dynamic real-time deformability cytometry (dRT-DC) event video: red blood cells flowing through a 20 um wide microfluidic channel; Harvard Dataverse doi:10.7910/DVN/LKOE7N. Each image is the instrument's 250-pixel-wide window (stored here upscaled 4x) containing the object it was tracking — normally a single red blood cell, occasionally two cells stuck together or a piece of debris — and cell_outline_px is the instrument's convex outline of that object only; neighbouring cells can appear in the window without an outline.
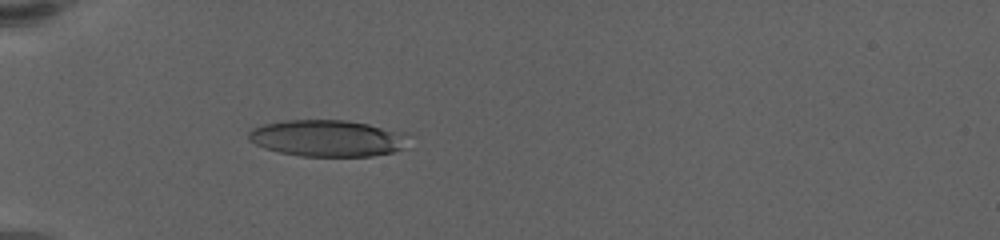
{"species": "human", "species_latin": "Homo sapiens", "temperature_condition": "warm", "stored_images_in_passage": 63, "camera_frame_rate_fps": 3000, "um_per_image_px": 0.085, "donor": {"sex": "female"}, "frame": {"image": 1, "passage_image": 22, "time_ms": 7.0, "image_size_px": [1000, 240], "cell_outline_px": [[404, 148], [392, 152], [372, 156], [300, 156], [280, 152], [264, 148], [248, 140], [248, 132], [252, 128], [264, 124], [284, 120], [344, 120], [368, 124], [392, 132]], "centroid_in_image_um": [27.58, 11.76], "position_along_channel_um": 57.4, "area_um2": 32.83}}
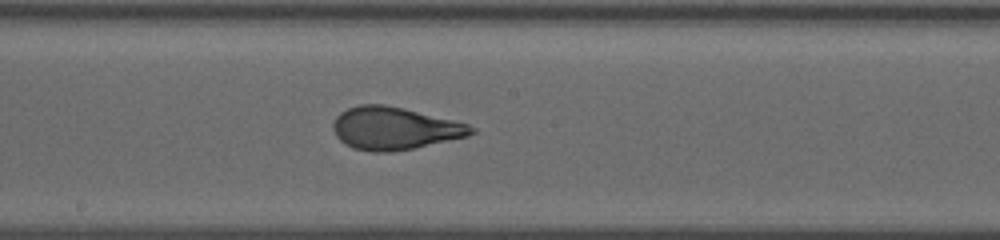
{"frame": {"image": 2, "passage_image": 37, "time_ms": 12.0, "image_size_px": [1000, 240], "cell_outline_px": [[476, 132], [468, 136], [412, 148], [388, 152], [372, 152], [352, 148], [344, 144], [336, 136], [332, 128], [332, 124], [336, 116], [340, 112], [348, 108], [360, 104], [384, 104], [404, 108], [468, 124], [476, 128]], "centroid_in_image_um": [33.49, 10.9], "position_along_channel_um": 214.7, "area_um2": 34.22}}
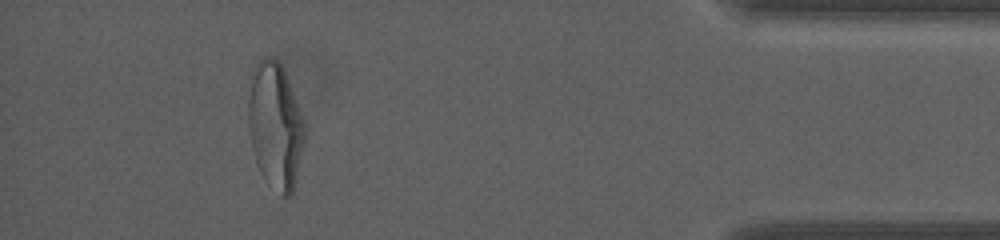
{"frame": {"image": 3, "passage_image": 58, "time_ms": 19.0, "image_size_px": [1000, 240], "cell_outline_px": [[304, 144], [292, 192], [284, 200], [280, 196], [260, 172], [252, 148], [248, 128], [248, 100], [252, 68], [264, 56], [272, 56], [284, 68], [304, 120]], "centroid_in_image_um": [23.38, 10.65], "position_along_channel_um": 411.8, "area_um2": 41.44}, "authors_computed_cell_mechanics": {"area_um2": 35.0846, "velocity_mm_per_s": 3.468, "shape_relaxation_time_tau1_ms": 3.8512, "shape_relaxation_time_tau2_ms": 0.8745, "deformation_change_tau1": 0.206, "deformation_change_tau2": 0.0823}}